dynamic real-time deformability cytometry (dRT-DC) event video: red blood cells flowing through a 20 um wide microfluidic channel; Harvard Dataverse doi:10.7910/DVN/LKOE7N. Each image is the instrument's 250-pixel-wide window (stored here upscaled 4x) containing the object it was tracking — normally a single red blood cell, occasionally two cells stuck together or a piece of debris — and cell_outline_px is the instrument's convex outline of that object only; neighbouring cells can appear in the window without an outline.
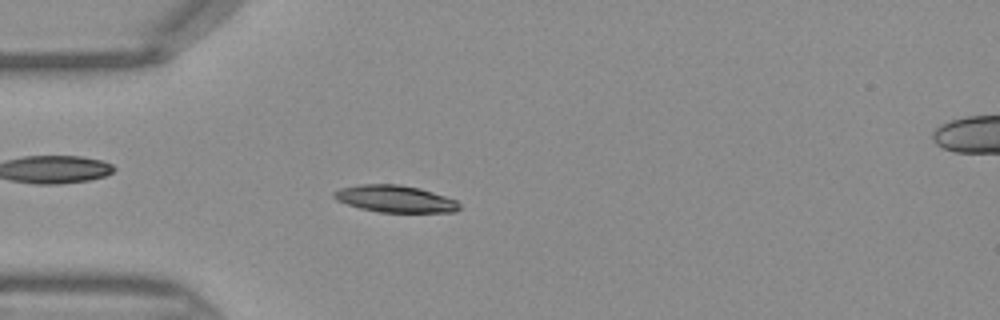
{"species": "Egyptian fruit bat (a non-hibernating species)", "species_latin": "Rousettus aegyptiacus", "temperature_condition": "warm", "stored_images_in_passage": 45, "camera_frame_rate_fps": 3000, "um_per_image_px": 0.085, "frame": {"image": 1, "passage_image": 12, "time_ms": 3.667, "image_size_px": [1000, 320], "cell_outline_px": [[460, 208], [456, 212], [380, 212], [360, 208], [336, 200], [332, 196], [332, 192], [340, 188], [360, 184], [400, 184], [420, 188], [456, 200], [460, 204]], "centroid_in_image_um": [33.57, 16.89], "position_along_channel_um": 51.4, "area_um2": 19.71}}
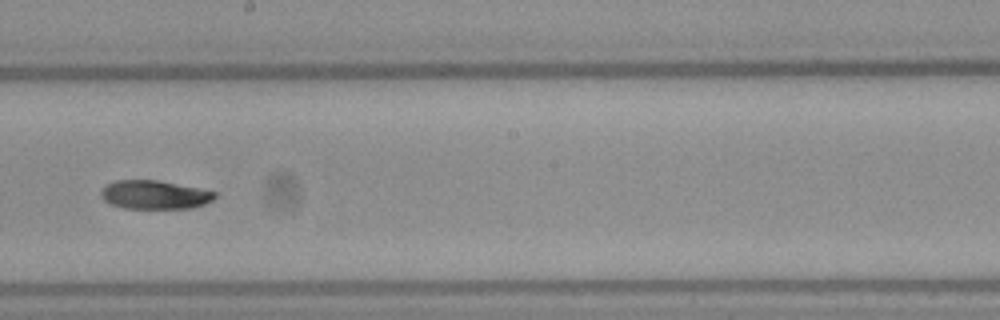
{"frame": {"image": 2, "passage_image": 25, "time_ms": 8.0, "image_size_px": [1000, 320], "cell_outline_px": [[216, 196], [212, 200], [204, 204], [192, 208], [124, 208], [112, 204], [104, 200], [100, 196], [100, 192], [104, 184], [116, 180], [156, 180], [216, 192]], "centroid_in_image_um": [13.08, 16.55], "position_along_channel_um": 235.1, "area_um2": 18.84}}
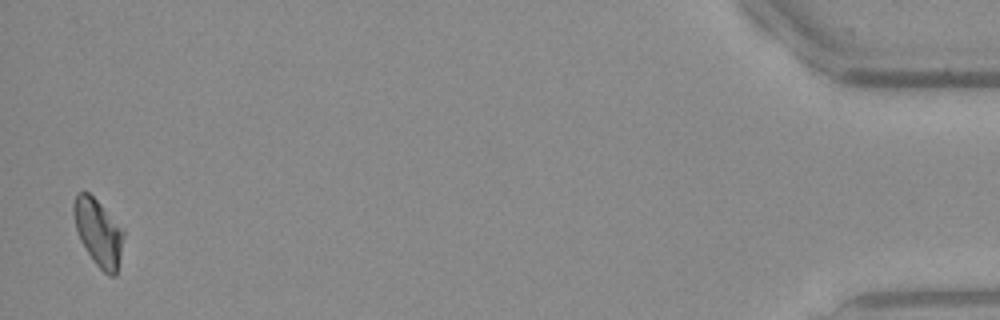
{"frame": {"image": 3, "passage_image": 44, "time_ms": 14.333, "image_size_px": [1000, 320], "cell_outline_px": [[124, 236], [116, 276], [108, 276], [96, 264], [80, 240], [76, 228], [72, 212], [72, 204], [76, 192], [88, 192], [124, 228]], "centroid_in_image_um": [8.35, 19.74], "position_along_channel_um": 426.8, "area_um2": 19.42}}